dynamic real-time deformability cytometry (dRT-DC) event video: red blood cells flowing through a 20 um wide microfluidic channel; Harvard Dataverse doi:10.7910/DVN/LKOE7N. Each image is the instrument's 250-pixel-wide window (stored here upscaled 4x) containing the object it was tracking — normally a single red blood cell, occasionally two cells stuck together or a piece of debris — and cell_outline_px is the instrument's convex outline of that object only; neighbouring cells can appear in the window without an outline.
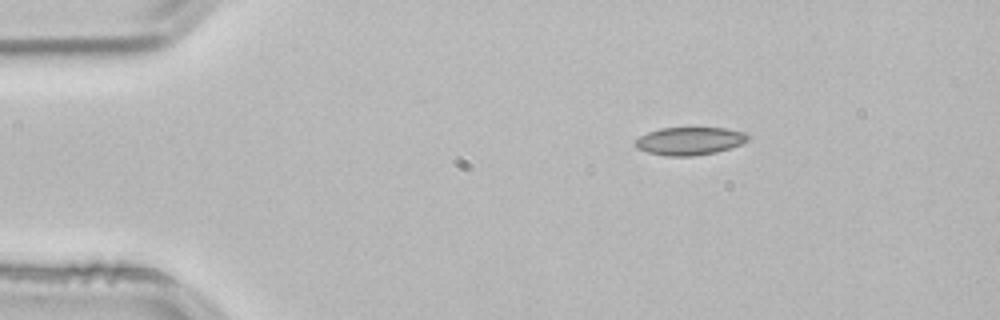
{"species": "common noctule bat (a hibernating species)", "species_latin": "Nyctalus noctula", "temperature_condition": "room temperature", "stored_images_in_passage": 45, "camera_frame_rate_fps": 3000, "um_per_image_px": 0.085, "animal": {"sex": "male", "body_mass_g": 21.5, "forearm_length_mm": 52.0}, "frame": {"image": 1, "passage_image": 1, "time_ms": 0.0, "image_size_px": [1000, 320], "cell_outline_px": [[748, 140], [740, 144], [716, 152], [692, 156], [668, 156], [648, 152], [636, 148], [636, 140], [640, 136], [648, 132], [660, 128], [724, 128], [744, 132], [748, 136]], "centroid_in_image_um": [58.6, 11.98], "position_along_channel_um": 26.4, "area_um2": 18.03}}
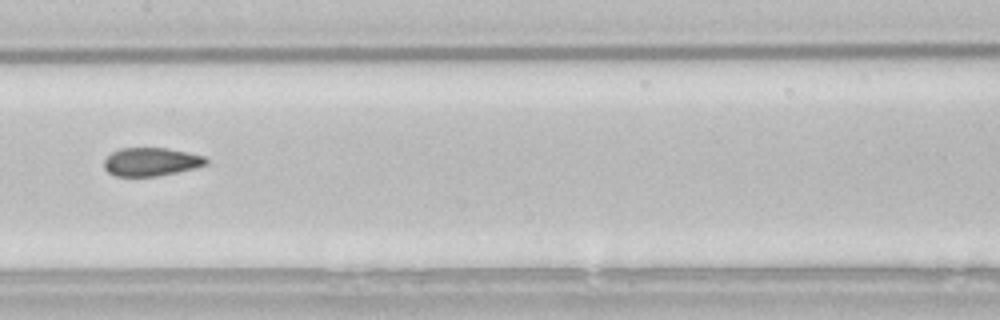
{"frame": {"image": 2, "passage_image": 19, "time_ms": 6.0, "image_size_px": [1000, 320], "cell_outline_px": [[208, 164], [196, 168], [160, 176], [116, 176], [108, 172], [104, 168], [104, 160], [112, 152], [120, 148], [164, 148], [188, 152], [204, 156], [208, 160]], "centroid_in_image_um": [12.86, 13.76], "position_along_channel_um": 194.5, "area_um2": 16.94}}
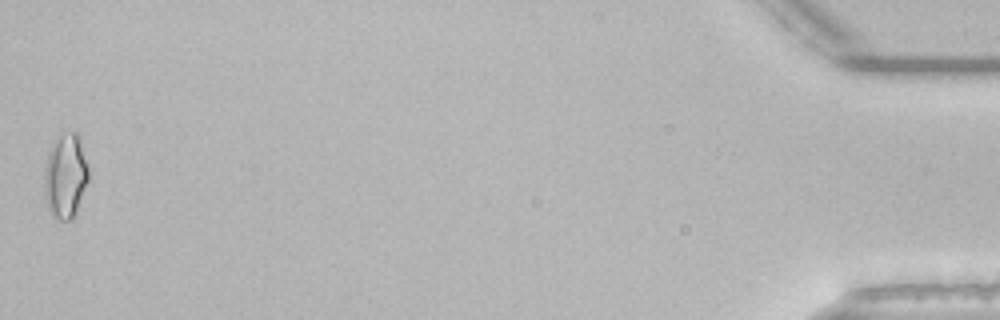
{"frame": {"image": 3, "passage_image": 45, "time_ms": 14.667, "image_size_px": [1000, 320], "cell_outline_px": [[88, 180], [76, 212], [72, 220], [60, 220], [52, 216], [48, 208], [44, 184], [44, 172], [48, 152], [52, 140], [64, 132], [76, 132], [80, 136], [88, 168]], "centroid_in_image_um": [5.56, 14.92], "position_along_channel_um": 429.6, "area_um2": 21.91}, "authors_computed_cell_mechanics": {"area_um2": 17.6868, "velocity_mm_per_s": 3.8532, "shape_relaxation_time_tau1_ms": null, "shape_relaxation_time_tau2_ms": 1.9163, "deformation_change_tau1": null, "deformation_change_tau2": 0.0689}}